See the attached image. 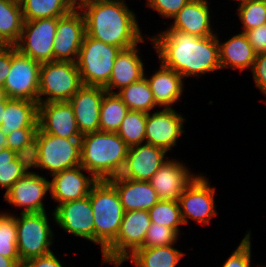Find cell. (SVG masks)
Returning a JSON list of instances; mask_svg holds the SVG:
<instances>
[{
    "label": "cell",
    "instance_id": "cell-48",
    "mask_svg": "<svg viewBox=\"0 0 266 267\" xmlns=\"http://www.w3.org/2000/svg\"><path fill=\"white\" fill-rule=\"evenodd\" d=\"M6 107V99L0 103V125L2 124L3 112Z\"/></svg>",
    "mask_w": 266,
    "mask_h": 267
},
{
    "label": "cell",
    "instance_id": "cell-41",
    "mask_svg": "<svg viewBox=\"0 0 266 267\" xmlns=\"http://www.w3.org/2000/svg\"><path fill=\"white\" fill-rule=\"evenodd\" d=\"M190 0H147V6L161 16L173 19Z\"/></svg>",
    "mask_w": 266,
    "mask_h": 267
},
{
    "label": "cell",
    "instance_id": "cell-25",
    "mask_svg": "<svg viewBox=\"0 0 266 267\" xmlns=\"http://www.w3.org/2000/svg\"><path fill=\"white\" fill-rule=\"evenodd\" d=\"M160 68L151 77L147 79L149 87L153 92L156 106L163 108H172L174 103H177L184 90V81L180 74L173 69L165 67L160 63Z\"/></svg>",
    "mask_w": 266,
    "mask_h": 267
},
{
    "label": "cell",
    "instance_id": "cell-5",
    "mask_svg": "<svg viewBox=\"0 0 266 267\" xmlns=\"http://www.w3.org/2000/svg\"><path fill=\"white\" fill-rule=\"evenodd\" d=\"M80 138H62L42 132L35 137L31 168H42L54 174L80 165Z\"/></svg>",
    "mask_w": 266,
    "mask_h": 267
},
{
    "label": "cell",
    "instance_id": "cell-14",
    "mask_svg": "<svg viewBox=\"0 0 266 267\" xmlns=\"http://www.w3.org/2000/svg\"><path fill=\"white\" fill-rule=\"evenodd\" d=\"M49 190L50 181L29 169L4 193V200L15 207L24 208L21 213L47 212L43 199Z\"/></svg>",
    "mask_w": 266,
    "mask_h": 267
},
{
    "label": "cell",
    "instance_id": "cell-33",
    "mask_svg": "<svg viewBox=\"0 0 266 267\" xmlns=\"http://www.w3.org/2000/svg\"><path fill=\"white\" fill-rule=\"evenodd\" d=\"M128 107L116 93L106 92L100 107L99 131L117 133Z\"/></svg>",
    "mask_w": 266,
    "mask_h": 267
},
{
    "label": "cell",
    "instance_id": "cell-17",
    "mask_svg": "<svg viewBox=\"0 0 266 267\" xmlns=\"http://www.w3.org/2000/svg\"><path fill=\"white\" fill-rule=\"evenodd\" d=\"M38 128L62 138H81L72 106L68 101L38 103Z\"/></svg>",
    "mask_w": 266,
    "mask_h": 267
},
{
    "label": "cell",
    "instance_id": "cell-3",
    "mask_svg": "<svg viewBox=\"0 0 266 267\" xmlns=\"http://www.w3.org/2000/svg\"><path fill=\"white\" fill-rule=\"evenodd\" d=\"M80 165L98 181L109 180L122 172L128 146L117 134L96 131L81 136Z\"/></svg>",
    "mask_w": 266,
    "mask_h": 267
},
{
    "label": "cell",
    "instance_id": "cell-24",
    "mask_svg": "<svg viewBox=\"0 0 266 267\" xmlns=\"http://www.w3.org/2000/svg\"><path fill=\"white\" fill-rule=\"evenodd\" d=\"M137 47L138 44L118 53L108 85L104 88L108 93H116L115 88L121 90L144 77V63Z\"/></svg>",
    "mask_w": 266,
    "mask_h": 267
},
{
    "label": "cell",
    "instance_id": "cell-29",
    "mask_svg": "<svg viewBox=\"0 0 266 267\" xmlns=\"http://www.w3.org/2000/svg\"><path fill=\"white\" fill-rule=\"evenodd\" d=\"M184 253L173 245L139 248L130 257L136 267H176Z\"/></svg>",
    "mask_w": 266,
    "mask_h": 267
},
{
    "label": "cell",
    "instance_id": "cell-15",
    "mask_svg": "<svg viewBox=\"0 0 266 267\" xmlns=\"http://www.w3.org/2000/svg\"><path fill=\"white\" fill-rule=\"evenodd\" d=\"M58 226L74 236L94 242V216L89 195L58 204L52 213Z\"/></svg>",
    "mask_w": 266,
    "mask_h": 267
},
{
    "label": "cell",
    "instance_id": "cell-28",
    "mask_svg": "<svg viewBox=\"0 0 266 267\" xmlns=\"http://www.w3.org/2000/svg\"><path fill=\"white\" fill-rule=\"evenodd\" d=\"M24 21L60 18L73 11V0H20Z\"/></svg>",
    "mask_w": 266,
    "mask_h": 267
},
{
    "label": "cell",
    "instance_id": "cell-4",
    "mask_svg": "<svg viewBox=\"0 0 266 267\" xmlns=\"http://www.w3.org/2000/svg\"><path fill=\"white\" fill-rule=\"evenodd\" d=\"M94 216V243L103 251L116 239L124 208L116 188L108 180L97 181L90 189Z\"/></svg>",
    "mask_w": 266,
    "mask_h": 267
},
{
    "label": "cell",
    "instance_id": "cell-18",
    "mask_svg": "<svg viewBox=\"0 0 266 267\" xmlns=\"http://www.w3.org/2000/svg\"><path fill=\"white\" fill-rule=\"evenodd\" d=\"M166 151L149 143L128 147L121 177L149 181L166 160Z\"/></svg>",
    "mask_w": 266,
    "mask_h": 267
},
{
    "label": "cell",
    "instance_id": "cell-2",
    "mask_svg": "<svg viewBox=\"0 0 266 267\" xmlns=\"http://www.w3.org/2000/svg\"><path fill=\"white\" fill-rule=\"evenodd\" d=\"M77 7L89 37L121 50L145 41L135 13L124 0H82Z\"/></svg>",
    "mask_w": 266,
    "mask_h": 267
},
{
    "label": "cell",
    "instance_id": "cell-34",
    "mask_svg": "<svg viewBox=\"0 0 266 267\" xmlns=\"http://www.w3.org/2000/svg\"><path fill=\"white\" fill-rule=\"evenodd\" d=\"M147 113L129 110L121 122L117 134L128 147L145 142Z\"/></svg>",
    "mask_w": 266,
    "mask_h": 267
},
{
    "label": "cell",
    "instance_id": "cell-23",
    "mask_svg": "<svg viewBox=\"0 0 266 267\" xmlns=\"http://www.w3.org/2000/svg\"><path fill=\"white\" fill-rule=\"evenodd\" d=\"M207 0H190L175 16L170 29L197 37L216 35L211 29V16Z\"/></svg>",
    "mask_w": 266,
    "mask_h": 267
},
{
    "label": "cell",
    "instance_id": "cell-31",
    "mask_svg": "<svg viewBox=\"0 0 266 267\" xmlns=\"http://www.w3.org/2000/svg\"><path fill=\"white\" fill-rule=\"evenodd\" d=\"M30 168V158L6 147L0 152V187L6 189V193Z\"/></svg>",
    "mask_w": 266,
    "mask_h": 267
},
{
    "label": "cell",
    "instance_id": "cell-10",
    "mask_svg": "<svg viewBox=\"0 0 266 267\" xmlns=\"http://www.w3.org/2000/svg\"><path fill=\"white\" fill-rule=\"evenodd\" d=\"M40 67L11 45V69L3 86L7 98L38 102Z\"/></svg>",
    "mask_w": 266,
    "mask_h": 267
},
{
    "label": "cell",
    "instance_id": "cell-20",
    "mask_svg": "<svg viewBox=\"0 0 266 267\" xmlns=\"http://www.w3.org/2000/svg\"><path fill=\"white\" fill-rule=\"evenodd\" d=\"M186 165L174 159H166L150 178V185L156 190L160 200L178 201L185 188L196 177Z\"/></svg>",
    "mask_w": 266,
    "mask_h": 267
},
{
    "label": "cell",
    "instance_id": "cell-37",
    "mask_svg": "<svg viewBox=\"0 0 266 267\" xmlns=\"http://www.w3.org/2000/svg\"><path fill=\"white\" fill-rule=\"evenodd\" d=\"M243 33L266 24V0H248L239 4Z\"/></svg>",
    "mask_w": 266,
    "mask_h": 267
},
{
    "label": "cell",
    "instance_id": "cell-39",
    "mask_svg": "<svg viewBox=\"0 0 266 267\" xmlns=\"http://www.w3.org/2000/svg\"><path fill=\"white\" fill-rule=\"evenodd\" d=\"M178 234L174 229L151 222L147 230L143 246L141 248H154L174 245L178 240Z\"/></svg>",
    "mask_w": 266,
    "mask_h": 267
},
{
    "label": "cell",
    "instance_id": "cell-51",
    "mask_svg": "<svg viewBox=\"0 0 266 267\" xmlns=\"http://www.w3.org/2000/svg\"><path fill=\"white\" fill-rule=\"evenodd\" d=\"M234 1H239L237 4H240V3L248 1V0H234Z\"/></svg>",
    "mask_w": 266,
    "mask_h": 267
},
{
    "label": "cell",
    "instance_id": "cell-22",
    "mask_svg": "<svg viewBox=\"0 0 266 267\" xmlns=\"http://www.w3.org/2000/svg\"><path fill=\"white\" fill-rule=\"evenodd\" d=\"M117 190L124 211L149 210L160 199L149 181L119 176L108 180Z\"/></svg>",
    "mask_w": 266,
    "mask_h": 267
},
{
    "label": "cell",
    "instance_id": "cell-52",
    "mask_svg": "<svg viewBox=\"0 0 266 267\" xmlns=\"http://www.w3.org/2000/svg\"><path fill=\"white\" fill-rule=\"evenodd\" d=\"M76 4H78L79 2H81L82 0H73Z\"/></svg>",
    "mask_w": 266,
    "mask_h": 267
},
{
    "label": "cell",
    "instance_id": "cell-7",
    "mask_svg": "<svg viewBox=\"0 0 266 267\" xmlns=\"http://www.w3.org/2000/svg\"><path fill=\"white\" fill-rule=\"evenodd\" d=\"M150 224L147 210L125 211L116 239L102 253L103 264L119 267L143 246Z\"/></svg>",
    "mask_w": 266,
    "mask_h": 267
},
{
    "label": "cell",
    "instance_id": "cell-49",
    "mask_svg": "<svg viewBox=\"0 0 266 267\" xmlns=\"http://www.w3.org/2000/svg\"><path fill=\"white\" fill-rule=\"evenodd\" d=\"M10 45L2 38L0 35V51L5 50L8 48Z\"/></svg>",
    "mask_w": 266,
    "mask_h": 267
},
{
    "label": "cell",
    "instance_id": "cell-16",
    "mask_svg": "<svg viewBox=\"0 0 266 267\" xmlns=\"http://www.w3.org/2000/svg\"><path fill=\"white\" fill-rule=\"evenodd\" d=\"M186 121L181 113L173 108H164L147 114L145 126V143L171 151L177 145L179 137L185 132L183 124Z\"/></svg>",
    "mask_w": 266,
    "mask_h": 267
},
{
    "label": "cell",
    "instance_id": "cell-12",
    "mask_svg": "<svg viewBox=\"0 0 266 267\" xmlns=\"http://www.w3.org/2000/svg\"><path fill=\"white\" fill-rule=\"evenodd\" d=\"M214 195L215 188L209 185L206 176L196 175L178 199L184 224H188V218L201 225L209 224L217 215Z\"/></svg>",
    "mask_w": 266,
    "mask_h": 267
},
{
    "label": "cell",
    "instance_id": "cell-44",
    "mask_svg": "<svg viewBox=\"0 0 266 267\" xmlns=\"http://www.w3.org/2000/svg\"><path fill=\"white\" fill-rule=\"evenodd\" d=\"M53 252L48 255L27 260L22 267H64Z\"/></svg>",
    "mask_w": 266,
    "mask_h": 267
},
{
    "label": "cell",
    "instance_id": "cell-27",
    "mask_svg": "<svg viewBox=\"0 0 266 267\" xmlns=\"http://www.w3.org/2000/svg\"><path fill=\"white\" fill-rule=\"evenodd\" d=\"M22 128H38V102L6 98L0 130L7 136Z\"/></svg>",
    "mask_w": 266,
    "mask_h": 267
},
{
    "label": "cell",
    "instance_id": "cell-38",
    "mask_svg": "<svg viewBox=\"0 0 266 267\" xmlns=\"http://www.w3.org/2000/svg\"><path fill=\"white\" fill-rule=\"evenodd\" d=\"M38 128H22L11 131L6 137L7 148L31 159Z\"/></svg>",
    "mask_w": 266,
    "mask_h": 267
},
{
    "label": "cell",
    "instance_id": "cell-43",
    "mask_svg": "<svg viewBox=\"0 0 266 267\" xmlns=\"http://www.w3.org/2000/svg\"><path fill=\"white\" fill-rule=\"evenodd\" d=\"M256 54L266 52V24L244 32Z\"/></svg>",
    "mask_w": 266,
    "mask_h": 267
},
{
    "label": "cell",
    "instance_id": "cell-26",
    "mask_svg": "<svg viewBox=\"0 0 266 267\" xmlns=\"http://www.w3.org/2000/svg\"><path fill=\"white\" fill-rule=\"evenodd\" d=\"M219 45V61L221 69L232 68L239 71L252 69L256 53L248 42L246 35L238 33Z\"/></svg>",
    "mask_w": 266,
    "mask_h": 267
},
{
    "label": "cell",
    "instance_id": "cell-40",
    "mask_svg": "<svg viewBox=\"0 0 266 267\" xmlns=\"http://www.w3.org/2000/svg\"><path fill=\"white\" fill-rule=\"evenodd\" d=\"M251 231L245 234L238 247L224 262L222 267H251Z\"/></svg>",
    "mask_w": 266,
    "mask_h": 267
},
{
    "label": "cell",
    "instance_id": "cell-45",
    "mask_svg": "<svg viewBox=\"0 0 266 267\" xmlns=\"http://www.w3.org/2000/svg\"><path fill=\"white\" fill-rule=\"evenodd\" d=\"M11 69V45L0 51V88H3Z\"/></svg>",
    "mask_w": 266,
    "mask_h": 267
},
{
    "label": "cell",
    "instance_id": "cell-6",
    "mask_svg": "<svg viewBox=\"0 0 266 267\" xmlns=\"http://www.w3.org/2000/svg\"><path fill=\"white\" fill-rule=\"evenodd\" d=\"M120 51L119 47L105 44L85 34L75 62L83 85L105 88Z\"/></svg>",
    "mask_w": 266,
    "mask_h": 267
},
{
    "label": "cell",
    "instance_id": "cell-36",
    "mask_svg": "<svg viewBox=\"0 0 266 267\" xmlns=\"http://www.w3.org/2000/svg\"><path fill=\"white\" fill-rule=\"evenodd\" d=\"M0 255L20 258L17 250L16 216L0 212Z\"/></svg>",
    "mask_w": 266,
    "mask_h": 267
},
{
    "label": "cell",
    "instance_id": "cell-1",
    "mask_svg": "<svg viewBox=\"0 0 266 267\" xmlns=\"http://www.w3.org/2000/svg\"><path fill=\"white\" fill-rule=\"evenodd\" d=\"M148 39L155 47L160 63L173 69L182 78L221 70L217 34L197 37L168 28Z\"/></svg>",
    "mask_w": 266,
    "mask_h": 267
},
{
    "label": "cell",
    "instance_id": "cell-30",
    "mask_svg": "<svg viewBox=\"0 0 266 267\" xmlns=\"http://www.w3.org/2000/svg\"><path fill=\"white\" fill-rule=\"evenodd\" d=\"M23 24L20 0H0V35L9 45L19 41Z\"/></svg>",
    "mask_w": 266,
    "mask_h": 267
},
{
    "label": "cell",
    "instance_id": "cell-21",
    "mask_svg": "<svg viewBox=\"0 0 266 267\" xmlns=\"http://www.w3.org/2000/svg\"><path fill=\"white\" fill-rule=\"evenodd\" d=\"M81 165L52 174L50 194L59 204L83 199L89 195L91 187L98 181L94 176H86Z\"/></svg>",
    "mask_w": 266,
    "mask_h": 267
},
{
    "label": "cell",
    "instance_id": "cell-13",
    "mask_svg": "<svg viewBox=\"0 0 266 267\" xmlns=\"http://www.w3.org/2000/svg\"><path fill=\"white\" fill-rule=\"evenodd\" d=\"M85 34V19L78 7L58 18L53 45L54 61L76 62Z\"/></svg>",
    "mask_w": 266,
    "mask_h": 267
},
{
    "label": "cell",
    "instance_id": "cell-11",
    "mask_svg": "<svg viewBox=\"0 0 266 267\" xmlns=\"http://www.w3.org/2000/svg\"><path fill=\"white\" fill-rule=\"evenodd\" d=\"M58 18L24 21L16 49L39 64L54 62L53 45Z\"/></svg>",
    "mask_w": 266,
    "mask_h": 267
},
{
    "label": "cell",
    "instance_id": "cell-32",
    "mask_svg": "<svg viewBox=\"0 0 266 267\" xmlns=\"http://www.w3.org/2000/svg\"><path fill=\"white\" fill-rule=\"evenodd\" d=\"M116 94L122 99L129 110L148 114L156 107L153 92L145 77L122 88Z\"/></svg>",
    "mask_w": 266,
    "mask_h": 267
},
{
    "label": "cell",
    "instance_id": "cell-8",
    "mask_svg": "<svg viewBox=\"0 0 266 267\" xmlns=\"http://www.w3.org/2000/svg\"><path fill=\"white\" fill-rule=\"evenodd\" d=\"M83 82L75 62L54 61L41 64L38 103L68 101ZM46 99L41 96H45Z\"/></svg>",
    "mask_w": 266,
    "mask_h": 267
},
{
    "label": "cell",
    "instance_id": "cell-19",
    "mask_svg": "<svg viewBox=\"0 0 266 267\" xmlns=\"http://www.w3.org/2000/svg\"><path fill=\"white\" fill-rule=\"evenodd\" d=\"M106 92L102 87L83 85L68 100L81 135L99 131L100 107Z\"/></svg>",
    "mask_w": 266,
    "mask_h": 267
},
{
    "label": "cell",
    "instance_id": "cell-35",
    "mask_svg": "<svg viewBox=\"0 0 266 267\" xmlns=\"http://www.w3.org/2000/svg\"><path fill=\"white\" fill-rule=\"evenodd\" d=\"M150 220L174 229L180 234V225H184L178 201L159 200L149 210Z\"/></svg>",
    "mask_w": 266,
    "mask_h": 267
},
{
    "label": "cell",
    "instance_id": "cell-50",
    "mask_svg": "<svg viewBox=\"0 0 266 267\" xmlns=\"http://www.w3.org/2000/svg\"><path fill=\"white\" fill-rule=\"evenodd\" d=\"M7 98L5 91L3 88H0V103Z\"/></svg>",
    "mask_w": 266,
    "mask_h": 267
},
{
    "label": "cell",
    "instance_id": "cell-42",
    "mask_svg": "<svg viewBox=\"0 0 266 267\" xmlns=\"http://www.w3.org/2000/svg\"><path fill=\"white\" fill-rule=\"evenodd\" d=\"M251 70L256 87L266 96V52L256 55Z\"/></svg>",
    "mask_w": 266,
    "mask_h": 267
},
{
    "label": "cell",
    "instance_id": "cell-46",
    "mask_svg": "<svg viewBox=\"0 0 266 267\" xmlns=\"http://www.w3.org/2000/svg\"><path fill=\"white\" fill-rule=\"evenodd\" d=\"M20 258H7L0 255V267H22Z\"/></svg>",
    "mask_w": 266,
    "mask_h": 267
},
{
    "label": "cell",
    "instance_id": "cell-47",
    "mask_svg": "<svg viewBox=\"0 0 266 267\" xmlns=\"http://www.w3.org/2000/svg\"><path fill=\"white\" fill-rule=\"evenodd\" d=\"M6 135L0 130V152L7 147Z\"/></svg>",
    "mask_w": 266,
    "mask_h": 267
},
{
    "label": "cell",
    "instance_id": "cell-9",
    "mask_svg": "<svg viewBox=\"0 0 266 267\" xmlns=\"http://www.w3.org/2000/svg\"><path fill=\"white\" fill-rule=\"evenodd\" d=\"M46 212L16 215L17 250L22 264L29 259L48 255L54 233Z\"/></svg>",
    "mask_w": 266,
    "mask_h": 267
}]
</instances>
